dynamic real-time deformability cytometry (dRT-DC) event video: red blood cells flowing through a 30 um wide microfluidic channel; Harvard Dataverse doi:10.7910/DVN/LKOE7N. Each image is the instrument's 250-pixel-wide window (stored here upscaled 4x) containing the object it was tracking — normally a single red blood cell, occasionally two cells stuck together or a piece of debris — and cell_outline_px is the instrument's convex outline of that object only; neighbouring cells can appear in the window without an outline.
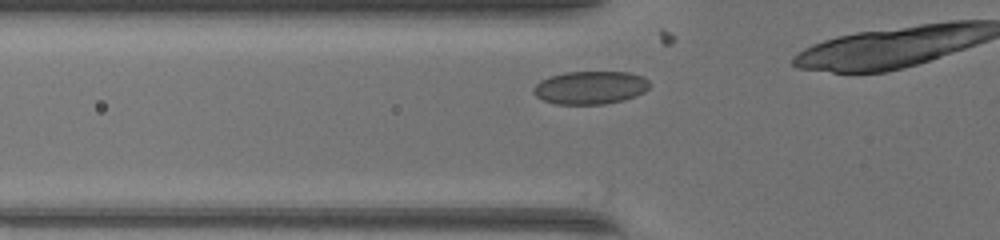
{"species": "common noctule bat (a hibernating species)", "species_latin": "Nyctalus noctula", "temperature_condition": "warm", "stored_images_in_passage": 10, "camera_frame_rate_fps": 3000, "um_per_image_px": 0.085, "animal": {"sex": "female", "body_mass_g": 17.0, "forearm_length_mm": 48.0}, "frame": {"image": 1, "passage_image": 3, "time_ms": 0.667, "image_size_px": [1000, 240], "cell_outline_px": [[648, 88], [644, 92], [636, 96], [624, 100], [604, 104], [556, 104], [544, 100], [536, 96], [532, 92], [532, 88], [540, 80], [548, 76], [564, 72], [628, 72], [640, 76], [648, 80]], "centroid_in_image_um": [50.13, 7.44], "position_along_channel_um": 75.7, "area_um2": 22.43}}
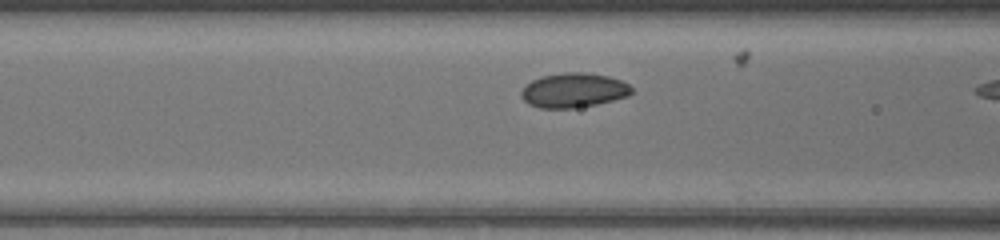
{"frame": {"image": 2, "passage_image": 6, "time_ms": 1.667, "image_size_px": [1000, 240], "cell_outline_px": [[632, 92], [628, 96], [596, 104], [572, 108], [540, 108], [528, 104], [520, 96], [520, 92], [532, 80], [540, 76], [564, 72], [584, 72], [608, 76], [620, 80], [628, 84], [632, 88]], "centroid_in_image_um": [48.74, 7.67], "position_along_channel_um": 117.9, "area_um2": 22.14}}
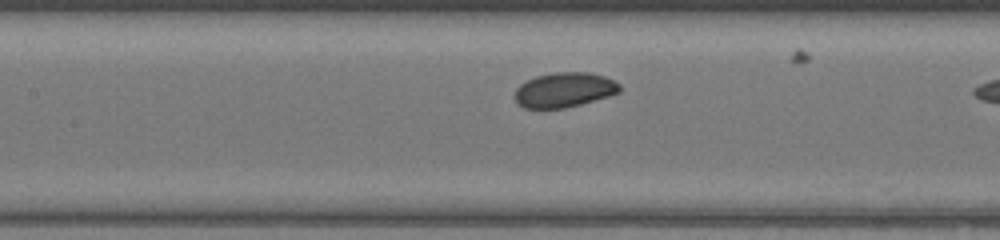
{"frame": {"image": 3, "passage_image": 9, "time_ms": 2.667, "image_size_px": [1000, 240], "cell_outline_px": [[620, 92], [608, 96], [580, 104], [564, 108], [524, 108], [516, 104], [512, 96], [516, 88], [520, 84], [536, 76], [556, 72], [588, 72], [604, 76], [620, 84]], "centroid_in_image_um": [47.91, 7.64], "position_along_channel_um": 159.5, "area_um2": 21.33}}